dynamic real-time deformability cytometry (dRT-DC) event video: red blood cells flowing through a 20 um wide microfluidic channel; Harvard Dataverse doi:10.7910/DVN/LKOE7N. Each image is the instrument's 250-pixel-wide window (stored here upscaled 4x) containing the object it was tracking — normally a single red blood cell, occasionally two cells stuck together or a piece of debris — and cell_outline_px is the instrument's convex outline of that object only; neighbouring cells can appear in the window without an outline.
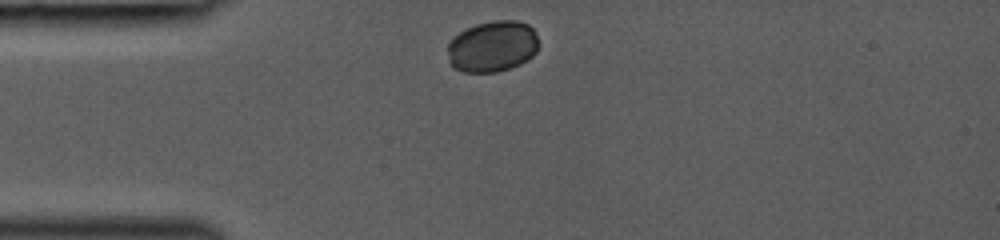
{"species": "common noctule bat (a hibernating species)", "species_latin": "Nyctalus noctula", "temperature_condition": "room temperature", "stored_images_in_passage": 29, "camera_frame_rate_fps": 3000, "um_per_image_px": 0.085, "animal": {"sex": "female", "body_mass_g": 19.0, "forearm_length_mm": 53.3}, "frame": {"image": 1, "passage_image": 1, "time_ms": 0.0, "image_size_px": [1000, 240], "cell_outline_px": [[540, 44], [536, 52], [532, 56], [520, 64], [496, 72], [464, 72], [452, 68], [448, 60], [448, 44], [452, 36], [476, 24], [492, 20], [516, 20], [528, 24], [536, 32]], "centroid_in_image_um": [41.86, 3.94], "position_along_channel_um": 43.1, "area_um2": 27.51}}
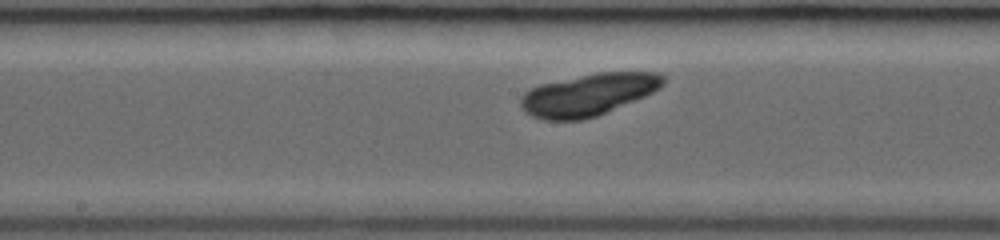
{"frame": {"image": 2, "passage_image": 13, "time_ms": 4.0, "image_size_px": [1000, 240], "cell_outline_px": [[664, 84], [660, 88], [644, 96], [596, 116], [584, 120], [544, 120], [532, 116], [524, 112], [520, 104], [520, 96], [524, 92], [540, 84], [596, 72], [656, 72], [664, 76]], "centroid_in_image_um": [49.97, 8.04], "position_along_channel_um": 198.2, "area_um2": 34.8}}
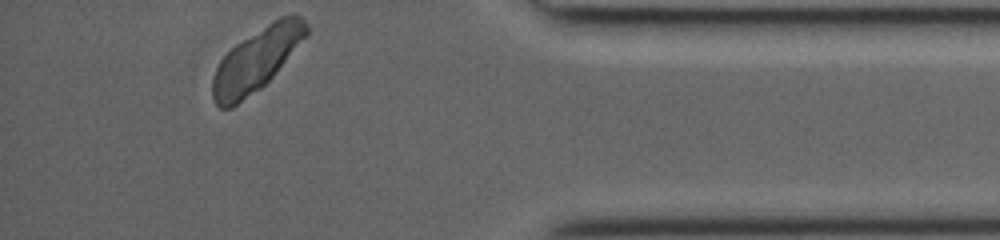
{"frame": {"image": 3, "passage_image": 29, "time_ms": 9.333, "image_size_px": [1000, 240], "cell_outline_px": [[308, 32], [272, 76], [260, 88], [232, 108], [220, 108], [216, 104], [212, 96], [212, 80], [216, 68], [220, 60], [236, 44], [280, 16], [292, 12], [296, 12], [304, 16], [308, 24]], "centroid_in_image_um": [21.8, 5.05], "position_along_channel_um": 413.4, "area_um2": 33.81}}